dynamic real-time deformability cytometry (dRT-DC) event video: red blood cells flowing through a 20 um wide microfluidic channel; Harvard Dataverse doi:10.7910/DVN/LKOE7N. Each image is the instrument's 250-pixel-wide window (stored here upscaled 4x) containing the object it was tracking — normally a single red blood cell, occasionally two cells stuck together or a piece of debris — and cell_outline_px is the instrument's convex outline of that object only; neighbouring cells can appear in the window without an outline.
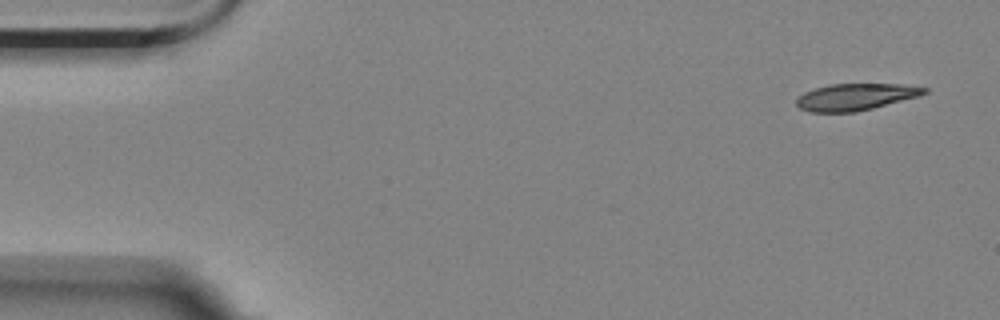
{"species": "Egyptian fruit bat (a non-hibernating species)", "species_latin": "Rousettus aegyptiacus", "temperature_condition": "room temperature", "stored_images_in_passage": 4, "camera_frame_rate_fps": 3000, "um_per_image_px": 0.085, "animal": {"sex": "female"}, "frame": {"image": 1, "passage_image": 1, "time_ms": 0.0, "image_size_px": [1000, 320], "cell_outline_px": [[928, 92], [920, 96], [856, 112], [808, 112], [800, 108], [796, 104], [796, 100], [804, 92], [816, 88], [832, 84], [904, 84], [928, 88]], "centroid_in_image_um": [72.75, 8.24], "position_along_channel_um": 12.3, "area_um2": 19.88}}
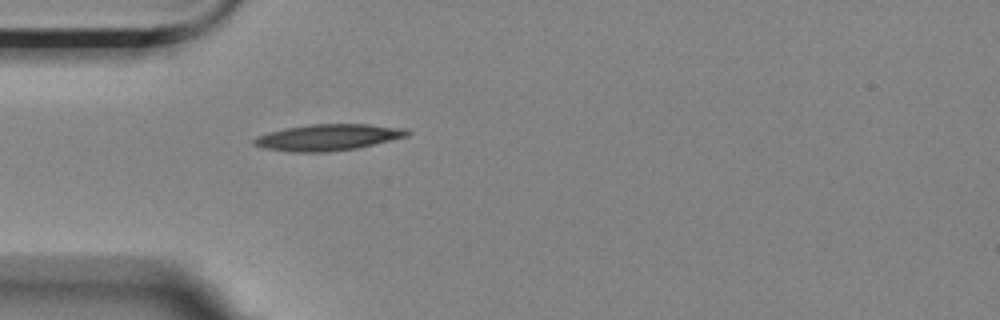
{"frame": {"image": 2, "passage_image": 4, "time_ms": 1.0, "image_size_px": [1000, 320], "cell_outline_px": [[412, 132], [408, 136], [356, 148], [328, 152], [288, 152], [264, 148], [252, 144], [252, 140], [256, 136], [268, 132], [284, 128], [312, 124], [368, 124], [404, 128]], "centroid_in_image_um": [27.84, 11.67], "position_along_channel_um": 57.2, "area_um2": 23.58}}